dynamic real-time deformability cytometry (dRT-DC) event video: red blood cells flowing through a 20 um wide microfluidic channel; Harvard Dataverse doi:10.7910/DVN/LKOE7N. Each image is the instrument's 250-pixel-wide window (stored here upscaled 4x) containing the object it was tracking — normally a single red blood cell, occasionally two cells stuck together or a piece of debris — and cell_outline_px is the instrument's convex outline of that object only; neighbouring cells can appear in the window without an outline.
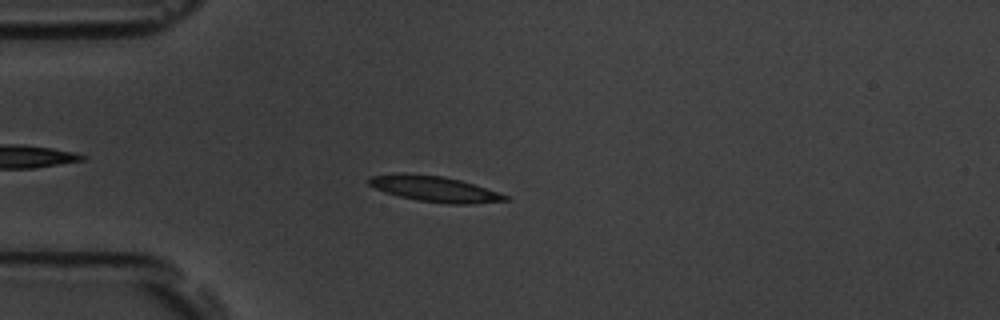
{"species": "common noctule bat (a hibernating species)", "species_latin": "Nyctalus noctula", "temperature_condition": "room temperature", "stored_images_in_passage": 57, "camera_frame_rate_fps": 3000, "um_per_image_px": 0.085, "animal": {"sex": "male", "body_mass_g": 19.5, "forearm_length_mm": 54.6}, "frame": {"image": 1, "passage_image": 15, "time_ms": 4.667, "image_size_px": [1000, 320], "cell_outline_px": [[508, 200], [468, 204], [452, 204], [416, 200], [384, 192], [368, 184], [368, 176], [392, 172], [404, 172], [444, 176], [460, 180], [508, 196]], "centroid_in_image_um": [36.82, 16.03], "position_along_channel_um": 48.2, "area_um2": 20.4}}
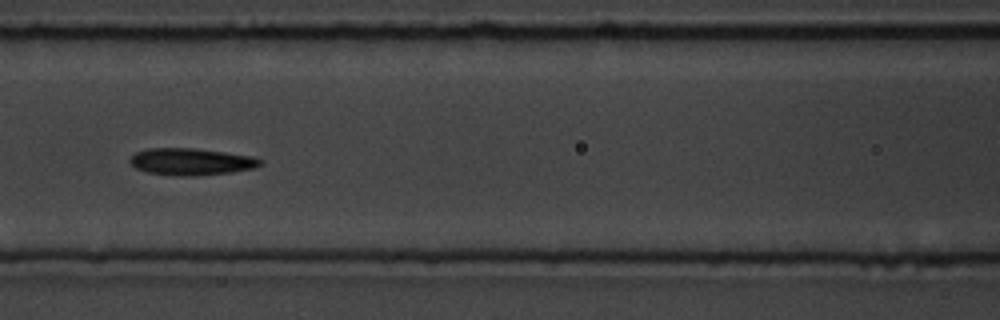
{"frame": {"image": 2, "passage_image": 25, "time_ms": 8.0, "image_size_px": [1000, 320], "cell_outline_px": [[264, 164], [256, 168], [232, 172], [196, 176], [176, 176], [148, 172], [136, 168], [128, 160], [136, 152], [148, 148], [196, 148], [252, 156], [264, 160]], "centroid_in_image_um": [16.3, 13.74], "position_along_channel_um": 150.3, "area_um2": 20.63}}
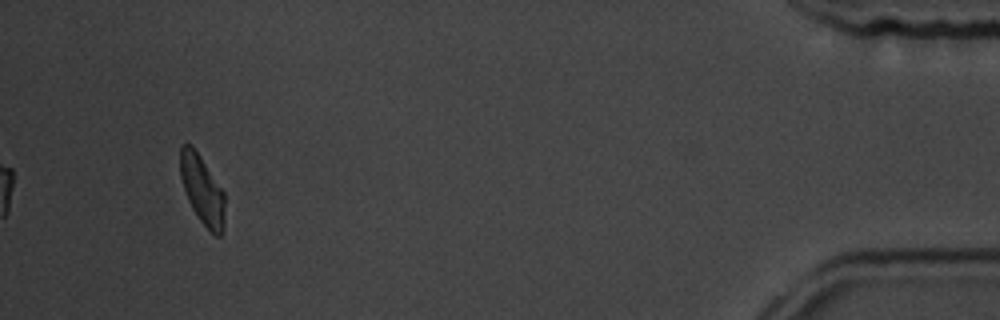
{"frame": {"image": 3, "passage_image": 54, "time_ms": 17.667, "image_size_px": [1000, 320], "cell_outline_px": [[224, 228], [220, 236], [216, 236], [200, 220], [192, 208], [188, 200], [180, 176], [180, 144], [192, 144], [224, 192]], "centroid_in_image_um": [17.18, 16.11], "position_along_channel_um": 418.0, "area_um2": 17.69}, "authors_computed_cell_mechanics": {"area_um2": 19.5942, "velocity_mm_per_s": 3.5323, "shape_relaxation_time_tau1_ms": 3.6265, "shape_relaxation_time_tau2_ms": 6.1871, "deformation_change_tau1": 0.1385, "deformation_change_tau2": 0.1495}}